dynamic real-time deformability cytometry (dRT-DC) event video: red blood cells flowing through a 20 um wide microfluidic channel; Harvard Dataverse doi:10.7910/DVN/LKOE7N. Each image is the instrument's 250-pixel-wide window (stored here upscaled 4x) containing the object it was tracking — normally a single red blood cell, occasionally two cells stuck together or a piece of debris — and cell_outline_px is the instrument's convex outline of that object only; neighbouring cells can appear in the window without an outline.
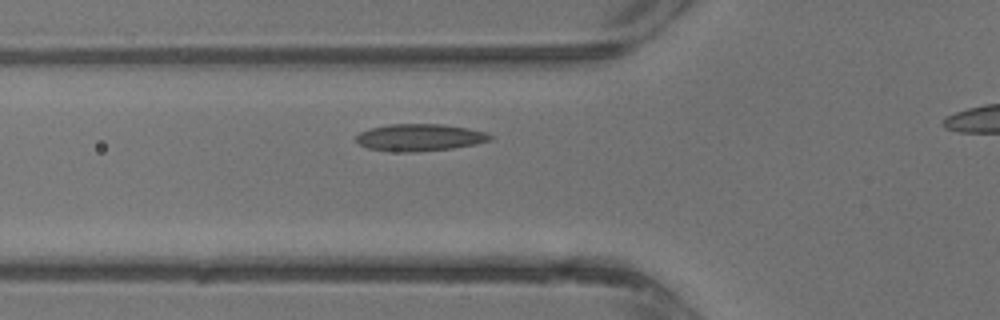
{"species": "common noctule bat (a hibernating species)", "species_latin": "Nyctalus noctula", "temperature_condition": "warm", "stored_images_in_passage": 28, "camera_frame_rate_fps": 3000, "um_per_image_px": 0.085, "animal": {"sex": "male", "body_mass_g": 13.3}, "frame": {"image": 1, "passage_image": 10, "time_ms": 3.0, "image_size_px": [1000, 320], "cell_outline_px": [[492, 140], [476, 144], [452, 148], [416, 152], [404, 152], [368, 148], [360, 144], [356, 140], [356, 136], [360, 132], [368, 128], [388, 124], [444, 124], [468, 128], [484, 132], [492, 136]], "centroid_in_image_um": [35.68, 11.67], "position_along_channel_um": 90.1, "area_um2": 21.1}}
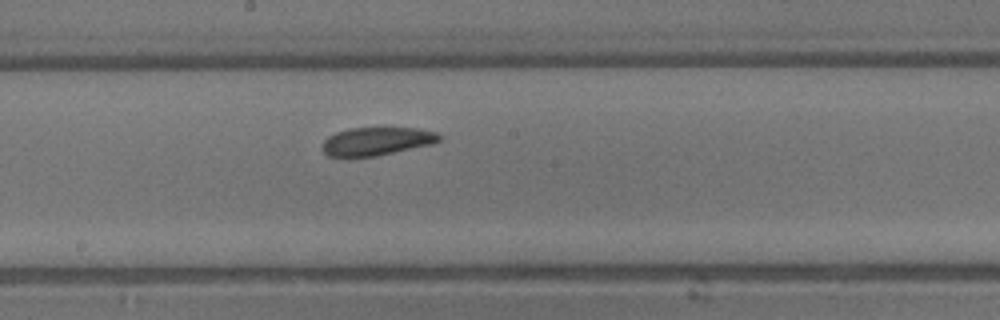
{"frame": {"image": 2, "passage_image": 17, "time_ms": 5.333, "image_size_px": [1000, 320], "cell_outline_px": [[444, 136], [440, 140], [432, 144], [376, 156], [328, 156], [320, 148], [324, 140], [328, 136], [336, 132], [348, 128], [380, 124], [416, 128], [436, 132]], "centroid_in_image_um": [32.04, 11.94], "position_along_channel_um": 216.2, "area_um2": 20.17}}
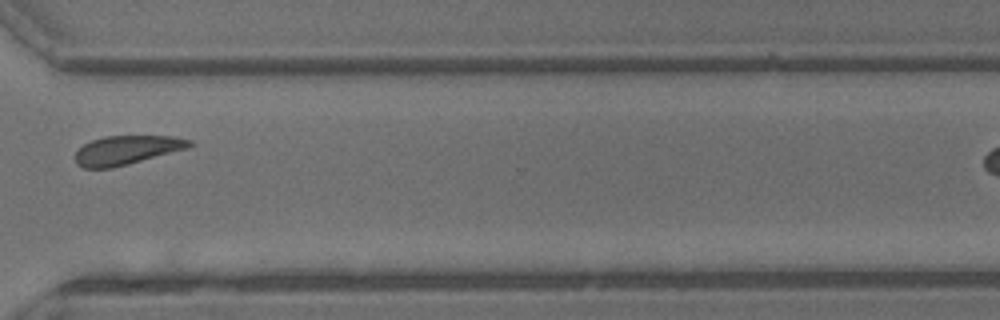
{"frame": {"image": 3, "passage_image": 25, "time_ms": 8.0, "image_size_px": [1000, 320], "cell_outline_px": [[192, 144], [188, 148], [128, 164], [112, 168], [84, 168], [76, 164], [76, 152], [84, 144], [92, 140], [104, 136], [176, 136], [192, 140]], "centroid_in_image_um": [10.78, 12.75], "position_along_channel_um": 359.8, "area_um2": 19.19}}